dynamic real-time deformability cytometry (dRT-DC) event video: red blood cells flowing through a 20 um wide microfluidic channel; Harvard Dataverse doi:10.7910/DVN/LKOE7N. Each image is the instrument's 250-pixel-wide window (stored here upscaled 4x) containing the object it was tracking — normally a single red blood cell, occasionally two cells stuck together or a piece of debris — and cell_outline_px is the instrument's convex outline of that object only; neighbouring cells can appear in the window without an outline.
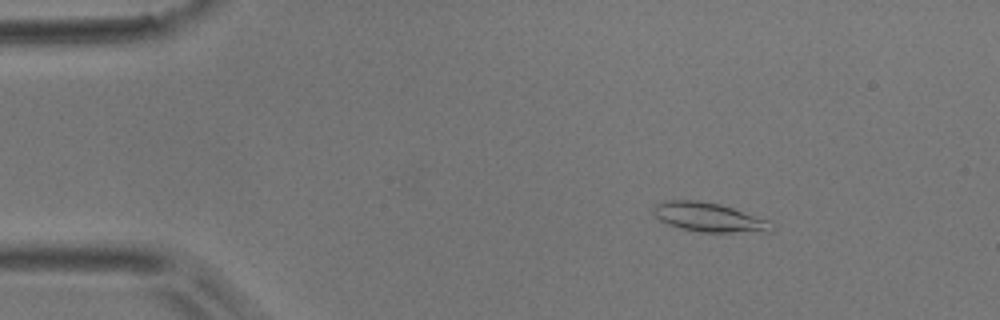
{"species": "common noctule bat (a hibernating species)", "species_latin": "Nyctalus noctula", "temperature_condition": "room temperature", "stored_images_in_passage": 52, "camera_frame_rate_fps": 3000, "um_per_image_px": 0.085, "animal": {"sex": "male", "body_mass_g": 17.9}, "frame": {"image": 1, "passage_image": 8, "time_ms": 2.333, "image_size_px": [1000, 320], "cell_outline_px": [[768, 232], [700, 232], [680, 228], [668, 224], [660, 220], [652, 212], [652, 208], [656, 204], [664, 200], [696, 200], [720, 204], [768, 220]], "centroid_in_image_um": [60.15, 18.46], "position_along_channel_um": 24.8, "area_um2": 19.71}}
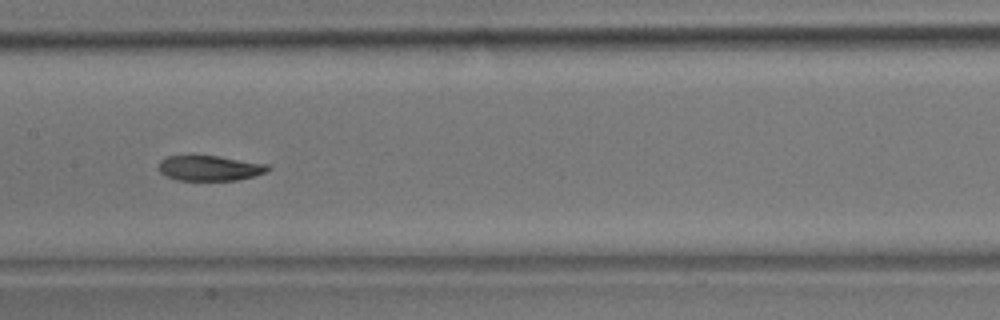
{"frame": {"image": 2, "passage_image": 26, "time_ms": 8.333, "image_size_px": [1000, 320], "cell_outline_px": [[272, 168], [268, 172], [236, 180], [176, 180], [164, 176], [156, 168], [160, 160], [168, 156], [216, 156], [268, 164]], "centroid_in_image_um": [17.79, 14.3], "position_along_channel_um": 189.6, "area_um2": 16.13}}
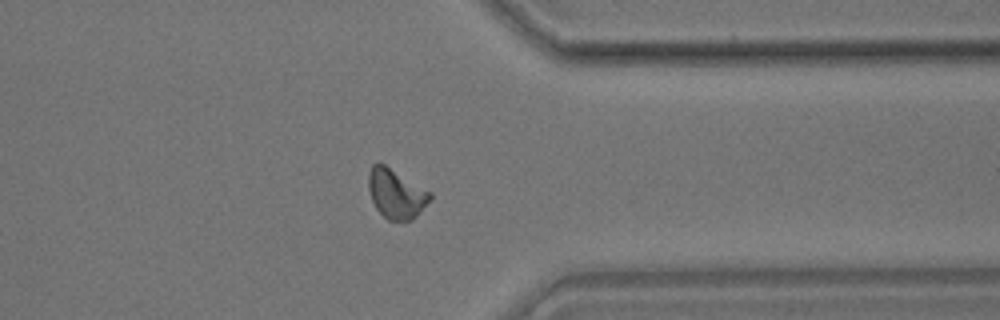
{"frame": {"image": 3, "passage_image": 41, "time_ms": 13.333, "image_size_px": [1000, 320], "cell_outline_px": [[432, 200], [412, 220], [388, 220], [376, 208], [372, 200], [368, 188], [368, 172], [372, 164], [380, 160], [432, 192]], "centroid_in_image_um": [33.67, 16.41], "position_along_channel_um": 377.7, "area_um2": 18.21}, "authors_computed_cell_mechanics": {"area_um2": 17.1955, "velocity_mm_per_s": 3.8901, "shape_relaxation_time_tau1_ms": 4.8425, "shape_relaxation_time_tau2_ms": 6.1384, "deformation_change_tau1": 0.1552, "deformation_change_tau2": 0.0882}}